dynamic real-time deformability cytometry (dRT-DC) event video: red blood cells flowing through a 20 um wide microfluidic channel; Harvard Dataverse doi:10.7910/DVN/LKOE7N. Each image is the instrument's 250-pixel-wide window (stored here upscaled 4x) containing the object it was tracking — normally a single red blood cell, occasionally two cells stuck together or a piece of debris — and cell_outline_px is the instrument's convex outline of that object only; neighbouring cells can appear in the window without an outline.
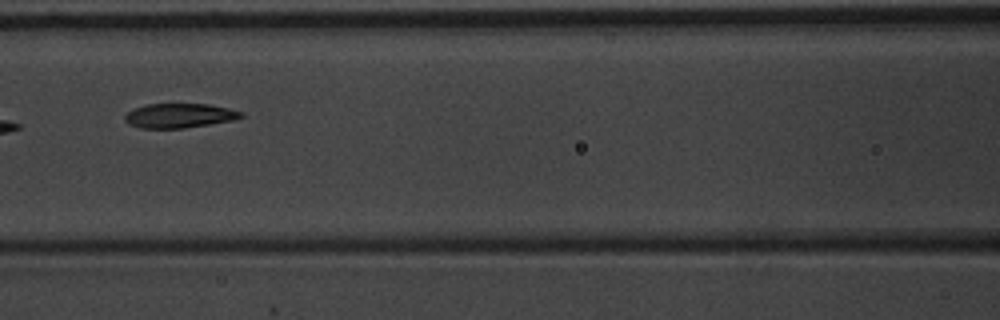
{"species": "common noctule bat (a hibernating species)", "species_latin": "Nyctalus noctula", "temperature_condition": "warm", "stored_images_in_passage": 9, "camera_frame_rate_fps": 3000, "um_per_image_px": 0.085, "animal": {"sex": "male", "body_mass_g": 20.1, "forearm_length_mm": 53.5}, "frame": {"image": 1, "passage_image": 8, "time_ms": 2.333, "image_size_px": [1000, 320], "cell_outline_px": [[244, 116], [232, 120], [184, 128], [140, 128], [128, 124], [124, 120], [124, 116], [128, 112], [136, 108], [148, 104], [208, 104], [228, 108], [244, 112]], "centroid_in_image_um": [15.24, 9.83], "position_along_channel_um": 151.4, "area_um2": 16.42}}
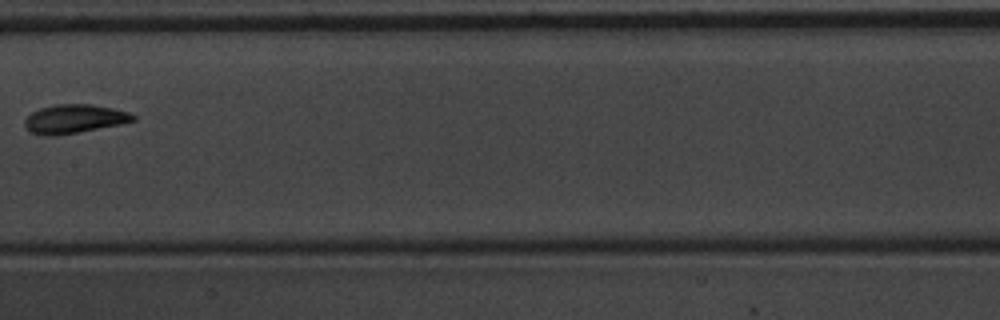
{"frame": {"image": 2, "passage_image": 9, "time_ms": 2.667, "image_size_px": [1000, 320], "cell_outline_px": [[136, 120], [120, 124], [56, 136], [44, 136], [32, 132], [24, 128], [24, 120], [32, 112], [40, 108], [56, 104], [92, 104], [112, 108], [128, 112], [136, 116]], "centroid_in_image_um": [6.28, 10.1], "position_along_channel_um": 201.1, "area_um2": 18.15}}